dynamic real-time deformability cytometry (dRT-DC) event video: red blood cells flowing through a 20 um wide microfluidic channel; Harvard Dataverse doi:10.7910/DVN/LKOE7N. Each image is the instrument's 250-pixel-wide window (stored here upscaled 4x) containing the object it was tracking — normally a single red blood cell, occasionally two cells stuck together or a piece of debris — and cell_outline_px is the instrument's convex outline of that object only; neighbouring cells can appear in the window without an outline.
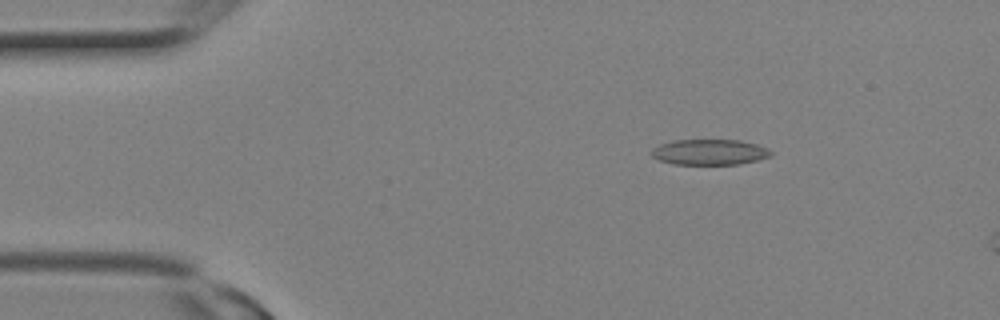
{"species": "Egyptian fruit bat (a non-hibernating species)", "species_latin": "Rousettus aegyptiacus", "temperature_condition": "room temperature", "stored_images_in_passage": 8, "camera_frame_rate_fps": 3000, "um_per_image_px": 0.085, "animal": {"sex": "female"}, "frame": {"image": 1, "passage_image": 4, "time_ms": 1.0, "image_size_px": [1000, 320], "cell_outline_px": [[772, 156], [740, 164], [672, 164], [660, 160], [652, 156], [648, 152], [652, 148], [660, 144], [672, 140], [740, 140], [756, 144], [768, 148], [772, 152]], "centroid_in_image_um": [60.29, 12.92], "position_along_channel_um": 24.7, "area_um2": 17.92}}